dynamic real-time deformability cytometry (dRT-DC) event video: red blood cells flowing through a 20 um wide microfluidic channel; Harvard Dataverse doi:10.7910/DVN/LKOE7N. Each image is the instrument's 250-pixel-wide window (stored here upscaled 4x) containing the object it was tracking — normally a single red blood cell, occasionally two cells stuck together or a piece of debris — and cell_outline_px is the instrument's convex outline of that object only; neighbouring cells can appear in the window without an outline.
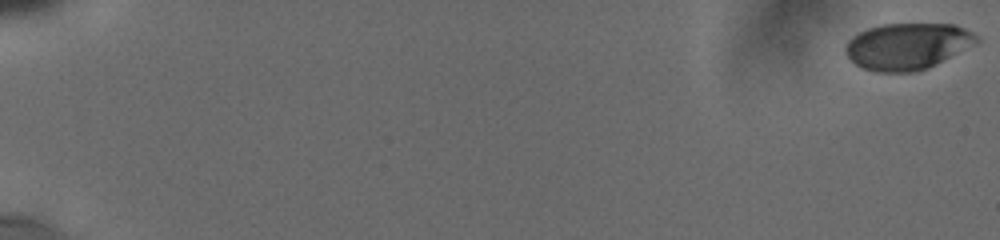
{"species": "human", "species_latin": "Homo sapiens", "temperature_condition": "cold", "stored_images_in_passage": 19, "camera_frame_rate_fps": 3000, "um_per_image_px": 0.085, "donor": {"sex": "male"}, "frame": {"image": 1, "passage_image": 1, "time_ms": 0.0, "image_size_px": [1000, 240], "cell_outline_px": [[980, 40], [936, 64], [928, 68], [916, 72], [876, 72], [864, 68], [856, 64], [848, 56], [844, 48], [848, 40], [852, 36], [868, 28], [884, 24], [952, 24], [964, 28], [972, 32]], "centroid_in_image_um": [77.1, 3.93], "position_along_channel_um": 7.9, "area_um2": 35.14}}
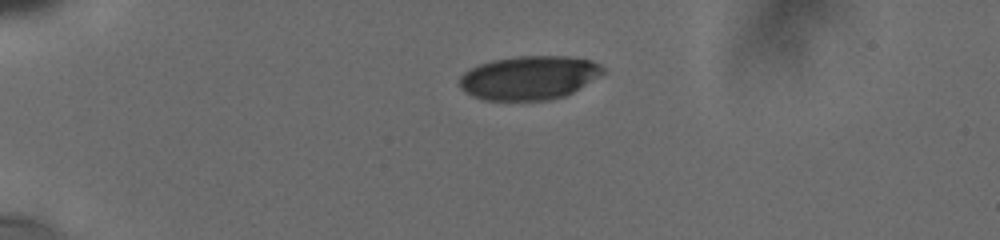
{"frame": {"image": 2, "passage_image": 12, "time_ms": 5.0, "image_size_px": [1000, 240], "cell_outline_px": [[604, 72], [572, 92], [564, 96], [548, 100], [484, 100], [472, 96], [464, 92], [460, 88], [460, 76], [464, 72], [480, 64], [492, 60], [520, 56], [564, 56], [588, 60], [600, 64], [604, 68]], "centroid_in_image_um": [44.93, 6.61], "position_along_channel_um": 40.1, "area_um2": 36.24}}